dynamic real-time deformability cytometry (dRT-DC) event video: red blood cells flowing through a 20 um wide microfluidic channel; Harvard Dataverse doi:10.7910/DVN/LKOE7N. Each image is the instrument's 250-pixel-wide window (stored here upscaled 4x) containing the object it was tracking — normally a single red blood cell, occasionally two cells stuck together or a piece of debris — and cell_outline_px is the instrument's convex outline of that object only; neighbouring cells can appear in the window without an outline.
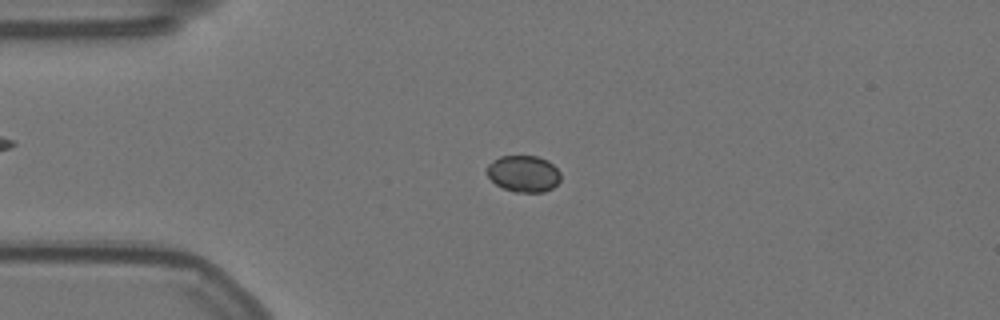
{"species": "Egyptian fruit bat (a non-hibernating species)", "species_latin": "Rousettus aegyptiacus", "temperature_condition": "warm", "stored_images_in_passage": 50, "camera_frame_rate_fps": 3000, "um_per_image_px": 0.085, "animal": {"sex": "female"}, "frame": {"image": 1, "passage_image": 7, "time_ms": 2.0, "image_size_px": [1000, 320], "cell_outline_px": [[560, 180], [552, 188], [544, 192], [512, 192], [496, 184], [484, 172], [488, 164], [492, 160], [500, 156], [536, 156], [548, 160], [560, 172]], "centroid_in_image_um": [44.47, 14.76], "position_along_channel_um": 40.5, "area_um2": 15.84}}
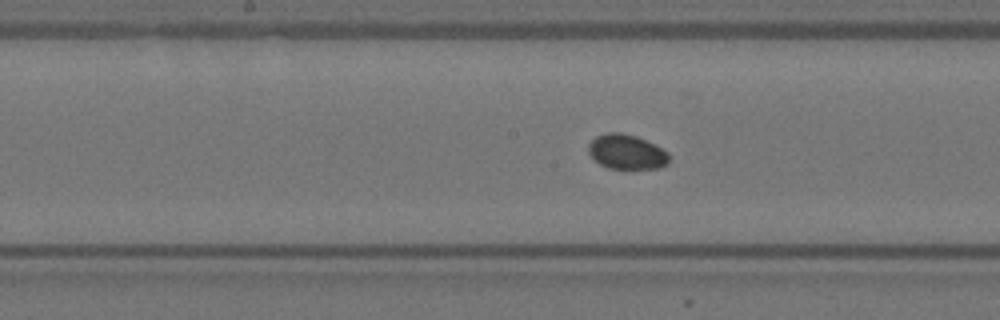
{"frame": {"image": 2, "passage_image": 22, "time_ms": 7.0, "image_size_px": [1000, 320], "cell_outline_px": [[668, 164], [660, 168], [632, 172], [608, 168], [600, 164], [588, 152], [588, 144], [596, 136], [608, 132], [620, 132], [636, 136], [668, 152]], "centroid_in_image_um": [53.27, 12.97], "position_along_channel_um": 194.9, "area_um2": 16.82}}
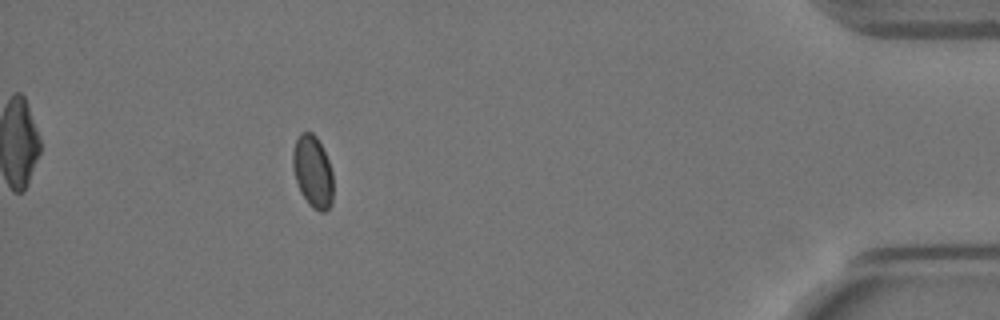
{"frame": {"image": 3, "passage_image": 45, "time_ms": 14.667, "image_size_px": [1000, 320], "cell_outline_px": [[332, 204], [324, 212], [320, 212], [312, 208], [308, 204], [300, 192], [292, 168], [292, 152], [296, 140], [300, 132], [312, 132], [316, 136], [328, 160], [332, 172]], "centroid_in_image_um": [26.56, 14.6], "position_along_channel_um": 408.6, "area_um2": 16.99}}